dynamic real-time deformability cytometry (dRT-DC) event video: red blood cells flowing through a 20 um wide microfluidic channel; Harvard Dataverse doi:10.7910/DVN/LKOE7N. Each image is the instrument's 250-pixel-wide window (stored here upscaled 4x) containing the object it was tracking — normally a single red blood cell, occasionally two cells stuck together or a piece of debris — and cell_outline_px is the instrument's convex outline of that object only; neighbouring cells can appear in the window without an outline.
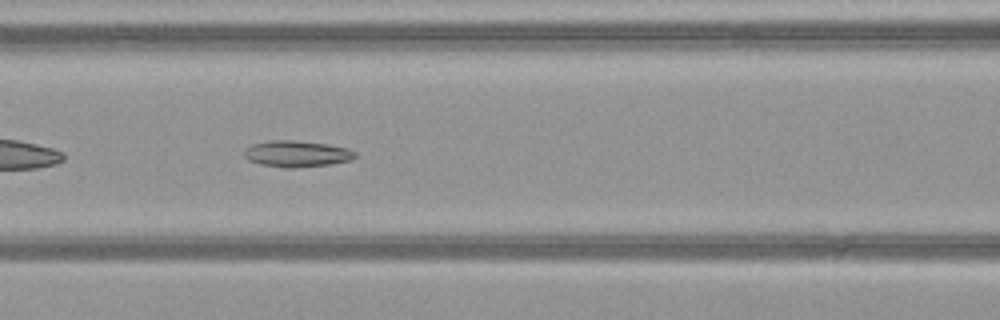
{"species": "common noctule bat (a hibernating species)", "species_latin": "Nyctalus noctula", "temperature_condition": "warm", "stored_images_in_passage": 47, "camera_frame_rate_fps": 3000, "um_per_image_px": 0.085, "animal": {"sex": "female", "body_mass_g": 21.9}, "frame": {"image": 1, "passage_image": 19, "time_ms": 6.0, "image_size_px": [1000, 320], "cell_outline_px": [[356, 156], [352, 160], [332, 164], [292, 168], [284, 168], [260, 164], [248, 160], [244, 156], [244, 152], [252, 144], [268, 140], [292, 140], [324, 144], [348, 148], [356, 152]], "centroid_in_image_um": [25.23, 13.08], "position_along_channel_um": 141.4, "area_um2": 16.99}}
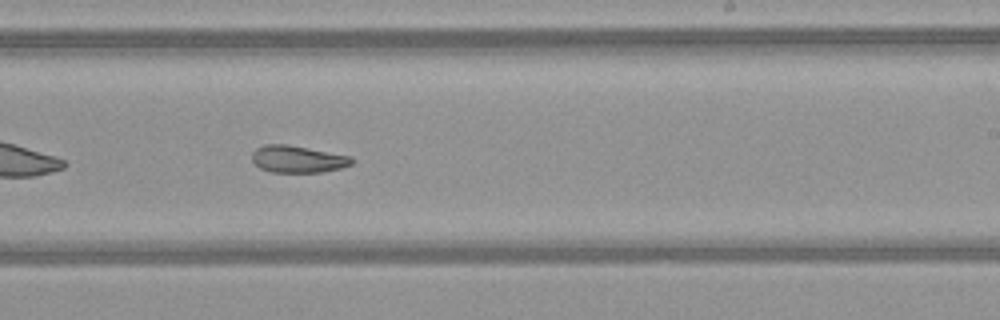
{"frame": {"image": 2, "passage_image": 28, "time_ms": 9.0, "image_size_px": [1000, 320], "cell_outline_px": [[352, 164], [340, 168], [324, 172], [272, 172], [260, 168], [252, 160], [252, 152], [256, 148], [264, 144], [288, 144], [352, 156]], "centroid_in_image_um": [25.3, 13.52], "position_along_channel_um": 263.7, "area_um2": 15.78}}
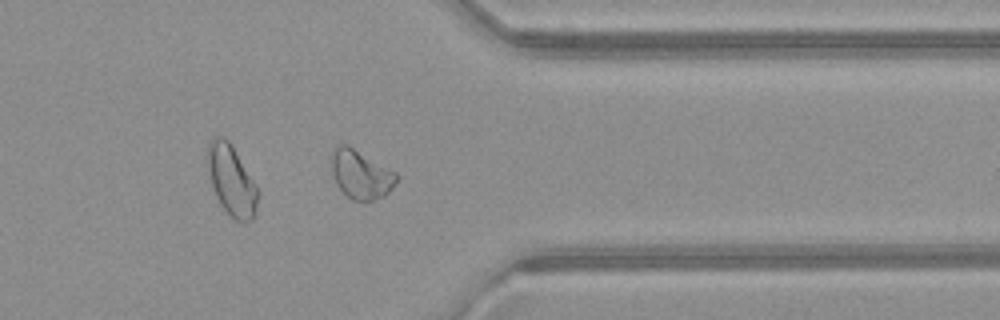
{"frame": {"image": 3, "passage_image": 37, "time_ms": 12.0, "image_size_px": [1000, 320], "cell_outline_px": [[400, 176], [392, 188], [384, 196], [372, 200], [352, 200], [336, 184], [332, 172], [328, 156], [332, 148], [340, 144], [348, 144], [396, 172]], "centroid_in_image_um": [30.63, 14.77], "position_along_channel_um": 380.8, "area_um2": 18.79}, "authors_computed_cell_mechanics": {"area_um2": 18.785, "velocity_mm_per_s": 4.0841, "shape_relaxation_time_tau1_ms": null, "shape_relaxation_time_tau2_ms": 4.6219, "deformation_change_tau1": null, "deformation_change_tau2": 0.1182}}